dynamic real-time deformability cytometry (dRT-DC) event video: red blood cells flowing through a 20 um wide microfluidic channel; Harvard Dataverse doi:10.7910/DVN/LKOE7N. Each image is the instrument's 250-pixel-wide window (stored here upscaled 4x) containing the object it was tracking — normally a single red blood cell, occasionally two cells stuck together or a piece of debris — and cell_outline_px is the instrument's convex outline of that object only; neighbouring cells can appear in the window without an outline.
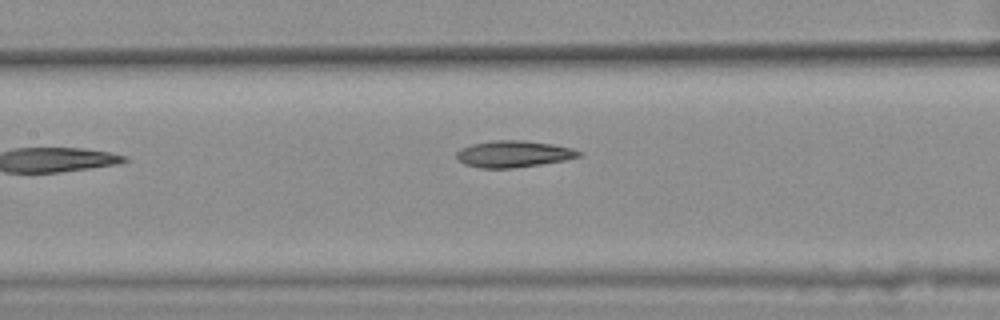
{"species": "common noctule bat (a hibernating species)", "species_latin": "Nyctalus noctula", "temperature_condition": "warm", "stored_images_in_passage": 7, "camera_frame_rate_fps": 3000, "um_per_image_px": 0.085, "animal": {"sex": "female", "body_mass_g": 25.1}, "frame": {"image": 1, "passage_image": 7, "time_ms": 2.0, "image_size_px": [1000, 320], "cell_outline_px": [[584, 152], [580, 156], [564, 160], [516, 168], [480, 168], [464, 164], [456, 156], [456, 152], [460, 148], [472, 144], [492, 140], [524, 140], [552, 144], [572, 148]], "centroid_in_image_um": [43.65, 13.08], "position_along_channel_um": 163.8, "area_um2": 19.02}}